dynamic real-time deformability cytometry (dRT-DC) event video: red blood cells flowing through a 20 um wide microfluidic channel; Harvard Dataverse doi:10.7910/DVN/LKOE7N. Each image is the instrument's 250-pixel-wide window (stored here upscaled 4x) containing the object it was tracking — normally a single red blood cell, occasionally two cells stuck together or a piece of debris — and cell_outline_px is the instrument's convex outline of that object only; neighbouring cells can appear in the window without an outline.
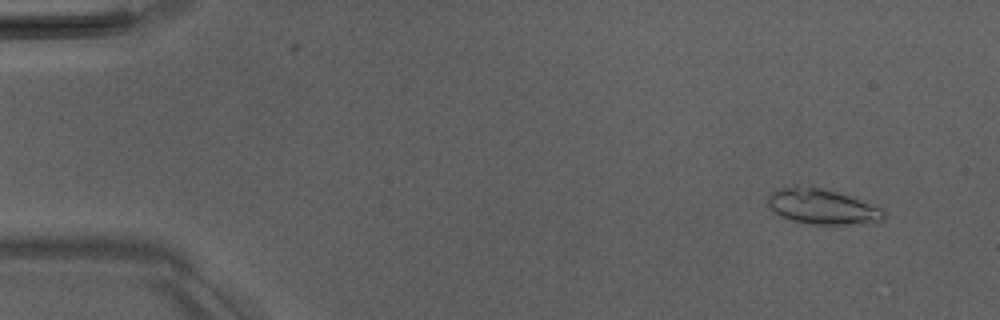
{"species": "Egyptian fruit bat (a non-hibernating species)", "species_latin": "Rousettus aegyptiacus", "temperature_condition": "room temperature", "stored_images_in_passage": 6, "camera_frame_rate_fps": 3000, "um_per_image_px": 0.085, "animal": {"sex": "male"}, "frame": {"image": 1, "passage_image": 6, "time_ms": 6.0, "image_size_px": [1000, 320], "cell_outline_px": [[888, 216], [880, 224], [800, 224], [780, 216], [768, 204], [768, 196], [772, 192], [784, 188], [820, 188], [868, 200], [880, 208]], "centroid_in_image_um": [70.04, 17.62], "position_along_channel_um": 15.0, "area_um2": 23.99}}